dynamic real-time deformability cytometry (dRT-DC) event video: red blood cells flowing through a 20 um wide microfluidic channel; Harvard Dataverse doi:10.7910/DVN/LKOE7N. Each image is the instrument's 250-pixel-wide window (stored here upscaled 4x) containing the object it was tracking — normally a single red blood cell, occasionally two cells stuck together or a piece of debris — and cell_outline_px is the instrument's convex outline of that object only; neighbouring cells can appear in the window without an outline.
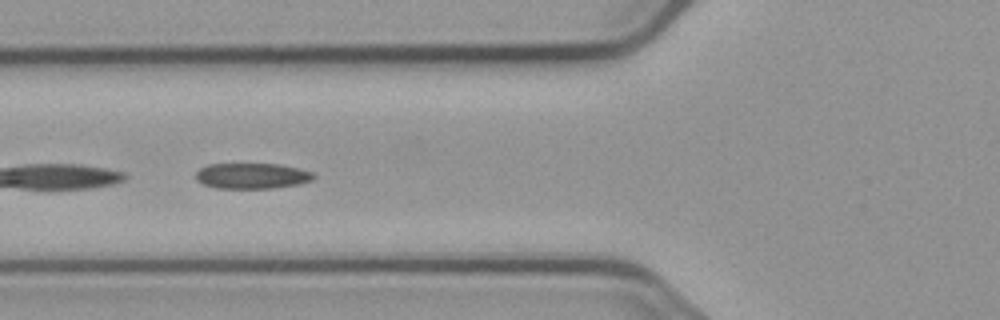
{"species": "common noctule bat (a hibernating species)", "species_latin": "Nyctalus noctula", "temperature_condition": "cold", "stored_images_in_passage": 9, "camera_frame_rate_fps": 3000, "um_per_image_px": 0.085, "animal": {"sex": "male", "body_mass_g": 23.1, "forearm_length_mm": 52.7}, "frame": {"image": 1, "passage_image": 6, "time_ms": 6.0, "image_size_px": [1000, 320], "cell_outline_px": [[316, 176], [312, 180], [296, 184], [272, 188], [216, 188], [204, 184], [196, 180], [196, 172], [200, 168], [208, 164], [280, 164], [312, 172]], "centroid_in_image_um": [21.39, 14.94], "position_along_channel_um": 104.4, "area_um2": 17.46}}
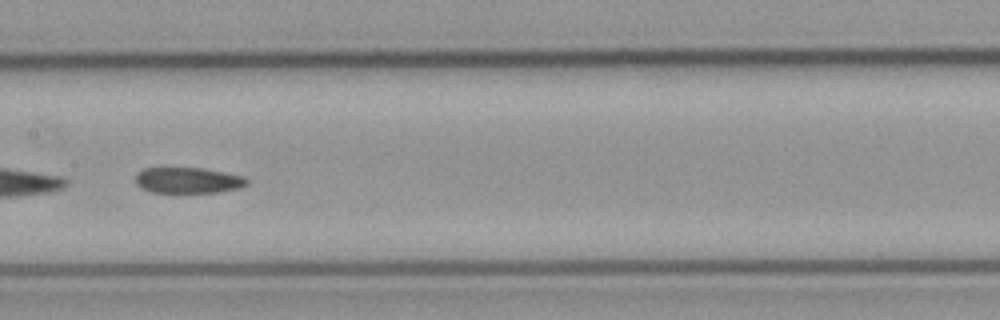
{"frame": {"image": 2, "passage_image": 8, "time_ms": 8.333, "image_size_px": [1000, 320], "cell_outline_px": [[248, 184], [240, 188], [220, 192], [152, 192], [140, 188], [136, 184], [136, 176], [144, 168], [204, 168], [244, 176], [248, 180]], "centroid_in_image_um": [16.01, 15.33], "position_along_channel_um": 191.4, "area_um2": 16.76}}
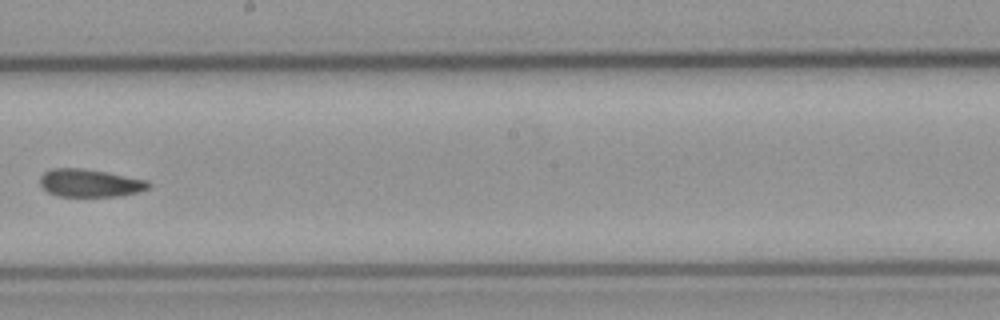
{"frame": {"image": 3, "passage_image": 9, "time_ms": 9.667, "image_size_px": [1000, 320], "cell_outline_px": [[152, 188], [140, 192], [120, 196], [56, 196], [48, 192], [40, 184], [40, 176], [44, 172], [52, 168], [80, 168], [104, 172], [148, 180], [152, 184]], "centroid_in_image_um": [7.68, 15.57], "position_along_channel_um": 240.5, "area_um2": 17.69}}